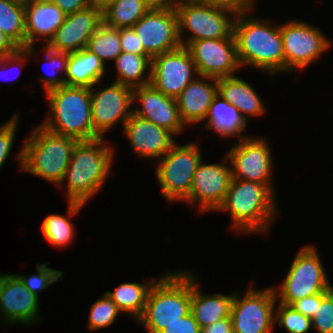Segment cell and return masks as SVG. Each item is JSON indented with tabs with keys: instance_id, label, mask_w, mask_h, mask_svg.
Masks as SVG:
<instances>
[{
	"instance_id": "30bf717a",
	"label": "cell",
	"mask_w": 333,
	"mask_h": 333,
	"mask_svg": "<svg viewBox=\"0 0 333 333\" xmlns=\"http://www.w3.org/2000/svg\"><path fill=\"white\" fill-rule=\"evenodd\" d=\"M285 54V72L308 68L331 47V41L319 28L305 21H288L280 25Z\"/></svg>"
},
{
	"instance_id": "c3c4849f",
	"label": "cell",
	"mask_w": 333,
	"mask_h": 333,
	"mask_svg": "<svg viewBox=\"0 0 333 333\" xmlns=\"http://www.w3.org/2000/svg\"><path fill=\"white\" fill-rule=\"evenodd\" d=\"M150 8L157 9H173L175 8V0H145Z\"/></svg>"
},
{
	"instance_id": "836d02e7",
	"label": "cell",
	"mask_w": 333,
	"mask_h": 333,
	"mask_svg": "<svg viewBox=\"0 0 333 333\" xmlns=\"http://www.w3.org/2000/svg\"><path fill=\"white\" fill-rule=\"evenodd\" d=\"M43 52L44 58L46 59L47 66V73L49 76L47 77H40L41 83L44 87L45 93L49 90L59 88L61 86L66 85L65 79L63 77H58V72L66 73L67 62H68V53L67 52H60L53 49H50L47 45H43Z\"/></svg>"
},
{
	"instance_id": "ac0fdd59",
	"label": "cell",
	"mask_w": 333,
	"mask_h": 333,
	"mask_svg": "<svg viewBox=\"0 0 333 333\" xmlns=\"http://www.w3.org/2000/svg\"><path fill=\"white\" fill-rule=\"evenodd\" d=\"M39 298L16 274H0V317L5 324L29 326L40 321Z\"/></svg>"
},
{
	"instance_id": "f907efd6",
	"label": "cell",
	"mask_w": 333,
	"mask_h": 333,
	"mask_svg": "<svg viewBox=\"0 0 333 333\" xmlns=\"http://www.w3.org/2000/svg\"><path fill=\"white\" fill-rule=\"evenodd\" d=\"M113 1L115 0H91V4L103 10Z\"/></svg>"
},
{
	"instance_id": "74e56055",
	"label": "cell",
	"mask_w": 333,
	"mask_h": 333,
	"mask_svg": "<svg viewBox=\"0 0 333 333\" xmlns=\"http://www.w3.org/2000/svg\"><path fill=\"white\" fill-rule=\"evenodd\" d=\"M311 326L317 333H333V288L322 292V302L311 318Z\"/></svg>"
},
{
	"instance_id": "52a82bcc",
	"label": "cell",
	"mask_w": 333,
	"mask_h": 333,
	"mask_svg": "<svg viewBox=\"0 0 333 333\" xmlns=\"http://www.w3.org/2000/svg\"><path fill=\"white\" fill-rule=\"evenodd\" d=\"M320 258L314 245H304L296 253L284 281L273 287L279 303L291 305L294 301L333 288Z\"/></svg>"
},
{
	"instance_id": "4fadbf2b",
	"label": "cell",
	"mask_w": 333,
	"mask_h": 333,
	"mask_svg": "<svg viewBox=\"0 0 333 333\" xmlns=\"http://www.w3.org/2000/svg\"><path fill=\"white\" fill-rule=\"evenodd\" d=\"M198 75L191 53L183 45L151 59L150 83L166 96L177 98Z\"/></svg>"
},
{
	"instance_id": "ab89813d",
	"label": "cell",
	"mask_w": 333,
	"mask_h": 333,
	"mask_svg": "<svg viewBox=\"0 0 333 333\" xmlns=\"http://www.w3.org/2000/svg\"><path fill=\"white\" fill-rule=\"evenodd\" d=\"M35 52H36L35 47L19 48L15 53H13L11 55H6L3 57H0V80L3 79L6 81V80L12 79L9 77L6 78V76H7L6 72H2L1 70L6 69L7 67L12 68V66H16V65L18 66L17 68L21 69L22 65H24L22 61L24 60L26 62V60H27L26 58H28L30 56H34ZM19 74H20V72H19ZM19 74L17 76H19ZM13 79H15V78H13Z\"/></svg>"
},
{
	"instance_id": "60d3db41",
	"label": "cell",
	"mask_w": 333,
	"mask_h": 333,
	"mask_svg": "<svg viewBox=\"0 0 333 333\" xmlns=\"http://www.w3.org/2000/svg\"><path fill=\"white\" fill-rule=\"evenodd\" d=\"M119 38L122 52L149 55L144 50L142 43H140V40L132 27L119 28Z\"/></svg>"
},
{
	"instance_id": "d4e9b609",
	"label": "cell",
	"mask_w": 333,
	"mask_h": 333,
	"mask_svg": "<svg viewBox=\"0 0 333 333\" xmlns=\"http://www.w3.org/2000/svg\"><path fill=\"white\" fill-rule=\"evenodd\" d=\"M218 94L233 104L247 120V117L261 116L265 106L255 89L247 81L238 76H228L217 79Z\"/></svg>"
},
{
	"instance_id": "8fae6325",
	"label": "cell",
	"mask_w": 333,
	"mask_h": 333,
	"mask_svg": "<svg viewBox=\"0 0 333 333\" xmlns=\"http://www.w3.org/2000/svg\"><path fill=\"white\" fill-rule=\"evenodd\" d=\"M234 293L231 308L233 333H274L275 290L272 287L259 290L250 287L244 297Z\"/></svg>"
},
{
	"instance_id": "3957f363",
	"label": "cell",
	"mask_w": 333,
	"mask_h": 333,
	"mask_svg": "<svg viewBox=\"0 0 333 333\" xmlns=\"http://www.w3.org/2000/svg\"><path fill=\"white\" fill-rule=\"evenodd\" d=\"M272 187L232 178L225 200L217 211L230 213L231 227L238 233H268L278 212Z\"/></svg>"
},
{
	"instance_id": "5b68a950",
	"label": "cell",
	"mask_w": 333,
	"mask_h": 333,
	"mask_svg": "<svg viewBox=\"0 0 333 333\" xmlns=\"http://www.w3.org/2000/svg\"><path fill=\"white\" fill-rule=\"evenodd\" d=\"M191 272H166L152 284L142 316L137 320L147 333H159L190 312Z\"/></svg>"
},
{
	"instance_id": "f1b7e54d",
	"label": "cell",
	"mask_w": 333,
	"mask_h": 333,
	"mask_svg": "<svg viewBox=\"0 0 333 333\" xmlns=\"http://www.w3.org/2000/svg\"><path fill=\"white\" fill-rule=\"evenodd\" d=\"M155 280L122 283L113 292H105L120 311L130 314L137 321L144 312L148 292Z\"/></svg>"
},
{
	"instance_id": "4dcf8cb0",
	"label": "cell",
	"mask_w": 333,
	"mask_h": 333,
	"mask_svg": "<svg viewBox=\"0 0 333 333\" xmlns=\"http://www.w3.org/2000/svg\"><path fill=\"white\" fill-rule=\"evenodd\" d=\"M150 9L145 0H115L103 9V22L117 29L132 27Z\"/></svg>"
},
{
	"instance_id": "816d5d0a",
	"label": "cell",
	"mask_w": 333,
	"mask_h": 333,
	"mask_svg": "<svg viewBox=\"0 0 333 333\" xmlns=\"http://www.w3.org/2000/svg\"><path fill=\"white\" fill-rule=\"evenodd\" d=\"M15 1H18V2H21V3H26V2H28V1H30V0H15Z\"/></svg>"
},
{
	"instance_id": "7402d4cb",
	"label": "cell",
	"mask_w": 333,
	"mask_h": 333,
	"mask_svg": "<svg viewBox=\"0 0 333 333\" xmlns=\"http://www.w3.org/2000/svg\"><path fill=\"white\" fill-rule=\"evenodd\" d=\"M24 10L25 48L35 47L39 38L47 45L67 16L51 0H30Z\"/></svg>"
},
{
	"instance_id": "ee69618b",
	"label": "cell",
	"mask_w": 333,
	"mask_h": 333,
	"mask_svg": "<svg viewBox=\"0 0 333 333\" xmlns=\"http://www.w3.org/2000/svg\"><path fill=\"white\" fill-rule=\"evenodd\" d=\"M256 0H209V4L223 6L236 13L252 11Z\"/></svg>"
},
{
	"instance_id": "484cf974",
	"label": "cell",
	"mask_w": 333,
	"mask_h": 333,
	"mask_svg": "<svg viewBox=\"0 0 333 333\" xmlns=\"http://www.w3.org/2000/svg\"><path fill=\"white\" fill-rule=\"evenodd\" d=\"M105 66L96 54L86 48L68 53L67 68L64 74L65 84L91 88L101 82L105 72L108 71Z\"/></svg>"
},
{
	"instance_id": "7dc6e473",
	"label": "cell",
	"mask_w": 333,
	"mask_h": 333,
	"mask_svg": "<svg viewBox=\"0 0 333 333\" xmlns=\"http://www.w3.org/2000/svg\"><path fill=\"white\" fill-rule=\"evenodd\" d=\"M19 47L2 31H0V57L15 53Z\"/></svg>"
},
{
	"instance_id": "d6a6232c",
	"label": "cell",
	"mask_w": 333,
	"mask_h": 333,
	"mask_svg": "<svg viewBox=\"0 0 333 333\" xmlns=\"http://www.w3.org/2000/svg\"><path fill=\"white\" fill-rule=\"evenodd\" d=\"M86 49L96 54L104 64L106 60L114 61L122 53L119 29L103 22L88 40Z\"/></svg>"
},
{
	"instance_id": "603a6c76",
	"label": "cell",
	"mask_w": 333,
	"mask_h": 333,
	"mask_svg": "<svg viewBox=\"0 0 333 333\" xmlns=\"http://www.w3.org/2000/svg\"><path fill=\"white\" fill-rule=\"evenodd\" d=\"M217 94V79L198 75L191 81L176 98L180 118L184 125L198 124L205 120L209 107Z\"/></svg>"
},
{
	"instance_id": "9a60e30c",
	"label": "cell",
	"mask_w": 333,
	"mask_h": 333,
	"mask_svg": "<svg viewBox=\"0 0 333 333\" xmlns=\"http://www.w3.org/2000/svg\"><path fill=\"white\" fill-rule=\"evenodd\" d=\"M132 28L151 57L181 46L175 8H151Z\"/></svg>"
},
{
	"instance_id": "44dd1931",
	"label": "cell",
	"mask_w": 333,
	"mask_h": 333,
	"mask_svg": "<svg viewBox=\"0 0 333 333\" xmlns=\"http://www.w3.org/2000/svg\"><path fill=\"white\" fill-rule=\"evenodd\" d=\"M122 131L135 153L146 159H160L176 142L171 132L134 114L130 115Z\"/></svg>"
},
{
	"instance_id": "2e32d148",
	"label": "cell",
	"mask_w": 333,
	"mask_h": 333,
	"mask_svg": "<svg viewBox=\"0 0 333 333\" xmlns=\"http://www.w3.org/2000/svg\"><path fill=\"white\" fill-rule=\"evenodd\" d=\"M186 48L201 76L219 79L234 76L241 69L235 38L192 41Z\"/></svg>"
},
{
	"instance_id": "7a4b0ae2",
	"label": "cell",
	"mask_w": 333,
	"mask_h": 333,
	"mask_svg": "<svg viewBox=\"0 0 333 333\" xmlns=\"http://www.w3.org/2000/svg\"><path fill=\"white\" fill-rule=\"evenodd\" d=\"M104 143L103 137L78 141L74 147L59 185L63 187V183L66 184L68 202L86 204L106 183L114 159V149Z\"/></svg>"
},
{
	"instance_id": "9c48e42d",
	"label": "cell",
	"mask_w": 333,
	"mask_h": 333,
	"mask_svg": "<svg viewBox=\"0 0 333 333\" xmlns=\"http://www.w3.org/2000/svg\"><path fill=\"white\" fill-rule=\"evenodd\" d=\"M175 10L179 39L185 47L197 40L235 38L233 24L237 13L232 9L213 4H195L178 6ZM185 30L190 33L187 40L183 35Z\"/></svg>"
},
{
	"instance_id": "7bdbcfd3",
	"label": "cell",
	"mask_w": 333,
	"mask_h": 333,
	"mask_svg": "<svg viewBox=\"0 0 333 333\" xmlns=\"http://www.w3.org/2000/svg\"><path fill=\"white\" fill-rule=\"evenodd\" d=\"M322 302V293L310 295L294 301L290 306L297 312H300L304 316L312 318L316 313V310L320 307Z\"/></svg>"
},
{
	"instance_id": "83f0119b",
	"label": "cell",
	"mask_w": 333,
	"mask_h": 333,
	"mask_svg": "<svg viewBox=\"0 0 333 333\" xmlns=\"http://www.w3.org/2000/svg\"><path fill=\"white\" fill-rule=\"evenodd\" d=\"M150 55L122 52L115 60L117 79L114 82L133 88L147 85L151 81ZM149 69V70H147ZM145 71H149L145 76Z\"/></svg>"
},
{
	"instance_id": "f546056e",
	"label": "cell",
	"mask_w": 333,
	"mask_h": 333,
	"mask_svg": "<svg viewBox=\"0 0 333 333\" xmlns=\"http://www.w3.org/2000/svg\"><path fill=\"white\" fill-rule=\"evenodd\" d=\"M84 205L78 202H69V205H67L69 216L51 214L45 217L41 229L46 241L56 248L69 246L75 238L76 229L68 217L78 214Z\"/></svg>"
},
{
	"instance_id": "d590c367",
	"label": "cell",
	"mask_w": 333,
	"mask_h": 333,
	"mask_svg": "<svg viewBox=\"0 0 333 333\" xmlns=\"http://www.w3.org/2000/svg\"><path fill=\"white\" fill-rule=\"evenodd\" d=\"M276 307L275 323L278 322V325L287 333H309L311 331V318L284 303H279Z\"/></svg>"
},
{
	"instance_id": "681fc988",
	"label": "cell",
	"mask_w": 333,
	"mask_h": 333,
	"mask_svg": "<svg viewBox=\"0 0 333 333\" xmlns=\"http://www.w3.org/2000/svg\"><path fill=\"white\" fill-rule=\"evenodd\" d=\"M195 4H209V0H175V7Z\"/></svg>"
},
{
	"instance_id": "ba28073f",
	"label": "cell",
	"mask_w": 333,
	"mask_h": 333,
	"mask_svg": "<svg viewBox=\"0 0 333 333\" xmlns=\"http://www.w3.org/2000/svg\"><path fill=\"white\" fill-rule=\"evenodd\" d=\"M199 146L197 142L183 146L175 142L170 150L157 160L155 176L163 197L168 202H184L189 197L195 171L202 161Z\"/></svg>"
},
{
	"instance_id": "e0dca14e",
	"label": "cell",
	"mask_w": 333,
	"mask_h": 333,
	"mask_svg": "<svg viewBox=\"0 0 333 333\" xmlns=\"http://www.w3.org/2000/svg\"><path fill=\"white\" fill-rule=\"evenodd\" d=\"M202 162L195 171L189 197L184 202L192 206L198 202V210L203 214L217 211L222 205L233 177L230 162Z\"/></svg>"
},
{
	"instance_id": "f35d334b",
	"label": "cell",
	"mask_w": 333,
	"mask_h": 333,
	"mask_svg": "<svg viewBox=\"0 0 333 333\" xmlns=\"http://www.w3.org/2000/svg\"><path fill=\"white\" fill-rule=\"evenodd\" d=\"M19 114L15 113L10 120L0 126V169L8 159L17 132Z\"/></svg>"
},
{
	"instance_id": "f6af8a7d",
	"label": "cell",
	"mask_w": 333,
	"mask_h": 333,
	"mask_svg": "<svg viewBox=\"0 0 333 333\" xmlns=\"http://www.w3.org/2000/svg\"><path fill=\"white\" fill-rule=\"evenodd\" d=\"M56 4L66 15L83 10L92 5L91 0H51Z\"/></svg>"
},
{
	"instance_id": "d6986e66",
	"label": "cell",
	"mask_w": 333,
	"mask_h": 333,
	"mask_svg": "<svg viewBox=\"0 0 333 333\" xmlns=\"http://www.w3.org/2000/svg\"><path fill=\"white\" fill-rule=\"evenodd\" d=\"M136 102L140 105L132 109V114L153 122L174 136L186 127L180 118L176 98L164 95L151 83L133 88V106Z\"/></svg>"
},
{
	"instance_id": "1f68e13d",
	"label": "cell",
	"mask_w": 333,
	"mask_h": 333,
	"mask_svg": "<svg viewBox=\"0 0 333 333\" xmlns=\"http://www.w3.org/2000/svg\"><path fill=\"white\" fill-rule=\"evenodd\" d=\"M0 31L19 48H25L24 3L15 0H0Z\"/></svg>"
},
{
	"instance_id": "6da1fadb",
	"label": "cell",
	"mask_w": 333,
	"mask_h": 333,
	"mask_svg": "<svg viewBox=\"0 0 333 333\" xmlns=\"http://www.w3.org/2000/svg\"><path fill=\"white\" fill-rule=\"evenodd\" d=\"M250 12L237 13L233 24L240 67L249 65L271 75L285 72L280 25L250 17Z\"/></svg>"
},
{
	"instance_id": "bcb514c9",
	"label": "cell",
	"mask_w": 333,
	"mask_h": 333,
	"mask_svg": "<svg viewBox=\"0 0 333 333\" xmlns=\"http://www.w3.org/2000/svg\"><path fill=\"white\" fill-rule=\"evenodd\" d=\"M201 333H233L231 317L217 320L211 325L202 327Z\"/></svg>"
},
{
	"instance_id": "8d00e7d4",
	"label": "cell",
	"mask_w": 333,
	"mask_h": 333,
	"mask_svg": "<svg viewBox=\"0 0 333 333\" xmlns=\"http://www.w3.org/2000/svg\"><path fill=\"white\" fill-rule=\"evenodd\" d=\"M48 264L49 263L37 264V273L29 276L16 274L29 291H31L38 298L41 290L43 291L51 284L56 283L60 278L62 279L64 276V273L61 270L48 268Z\"/></svg>"
},
{
	"instance_id": "b9f144b4",
	"label": "cell",
	"mask_w": 333,
	"mask_h": 333,
	"mask_svg": "<svg viewBox=\"0 0 333 333\" xmlns=\"http://www.w3.org/2000/svg\"><path fill=\"white\" fill-rule=\"evenodd\" d=\"M159 333H201V327L189 312L186 316L178 319L163 328Z\"/></svg>"
},
{
	"instance_id": "8992f818",
	"label": "cell",
	"mask_w": 333,
	"mask_h": 333,
	"mask_svg": "<svg viewBox=\"0 0 333 333\" xmlns=\"http://www.w3.org/2000/svg\"><path fill=\"white\" fill-rule=\"evenodd\" d=\"M46 96L51 114L41 123L43 127L78 141L100 138L92 125L90 88L64 85Z\"/></svg>"
},
{
	"instance_id": "e575fe53",
	"label": "cell",
	"mask_w": 333,
	"mask_h": 333,
	"mask_svg": "<svg viewBox=\"0 0 333 333\" xmlns=\"http://www.w3.org/2000/svg\"><path fill=\"white\" fill-rule=\"evenodd\" d=\"M120 312L117 305L105 292L103 297L99 298L90 307L87 323L89 330L98 331L111 326Z\"/></svg>"
},
{
	"instance_id": "cb8c5ba5",
	"label": "cell",
	"mask_w": 333,
	"mask_h": 333,
	"mask_svg": "<svg viewBox=\"0 0 333 333\" xmlns=\"http://www.w3.org/2000/svg\"><path fill=\"white\" fill-rule=\"evenodd\" d=\"M196 273L191 272V303L190 313L202 328L215 323L217 320L228 318L231 314L233 294H207L201 293L198 287Z\"/></svg>"
},
{
	"instance_id": "7c38bea8",
	"label": "cell",
	"mask_w": 333,
	"mask_h": 333,
	"mask_svg": "<svg viewBox=\"0 0 333 333\" xmlns=\"http://www.w3.org/2000/svg\"><path fill=\"white\" fill-rule=\"evenodd\" d=\"M267 142L266 138L251 136L238 140L229 148L224 158L230 162L233 178L273 185V158Z\"/></svg>"
},
{
	"instance_id": "5bb4252c",
	"label": "cell",
	"mask_w": 333,
	"mask_h": 333,
	"mask_svg": "<svg viewBox=\"0 0 333 333\" xmlns=\"http://www.w3.org/2000/svg\"><path fill=\"white\" fill-rule=\"evenodd\" d=\"M95 86L90 88L92 125L94 132L103 138L119 121L123 128L130 118L133 89L114 81L110 86L98 91Z\"/></svg>"
},
{
	"instance_id": "ffe728a7",
	"label": "cell",
	"mask_w": 333,
	"mask_h": 333,
	"mask_svg": "<svg viewBox=\"0 0 333 333\" xmlns=\"http://www.w3.org/2000/svg\"><path fill=\"white\" fill-rule=\"evenodd\" d=\"M102 23L103 10L94 5L68 14L47 46L60 52H77L86 48L88 40Z\"/></svg>"
},
{
	"instance_id": "277c9868",
	"label": "cell",
	"mask_w": 333,
	"mask_h": 333,
	"mask_svg": "<svg viewBox=\"0 0 333 333\" xmlns=\"http://www.w3.org/2000/svg\"><path fill=\"white\" fill-rule=\"evenodd\" d=\"M77 143V139L51 132L39 124L18 152L19 168L59 186Z\"/></svg>"
},
{
	"instance_id": "4316f807",
	"label": "cell",
	"mask_w": 333,
	"mask_h": 333,
	"mask_svg": "<svg viewBox=\"0 0 333 333\" xmlns=\"http://www.w3.org/2000/svg\"><path fill=\"white\" fill-rule=\"evenodd\" d=\"M208 118V119H207ZM207 122L204 128L213 129L220 137H239V140L249 136H243L242 132L247 126V120L241 112L233 105L226 101L220 94H217L207 113Z\"/></svg>"
}]
</instances>
